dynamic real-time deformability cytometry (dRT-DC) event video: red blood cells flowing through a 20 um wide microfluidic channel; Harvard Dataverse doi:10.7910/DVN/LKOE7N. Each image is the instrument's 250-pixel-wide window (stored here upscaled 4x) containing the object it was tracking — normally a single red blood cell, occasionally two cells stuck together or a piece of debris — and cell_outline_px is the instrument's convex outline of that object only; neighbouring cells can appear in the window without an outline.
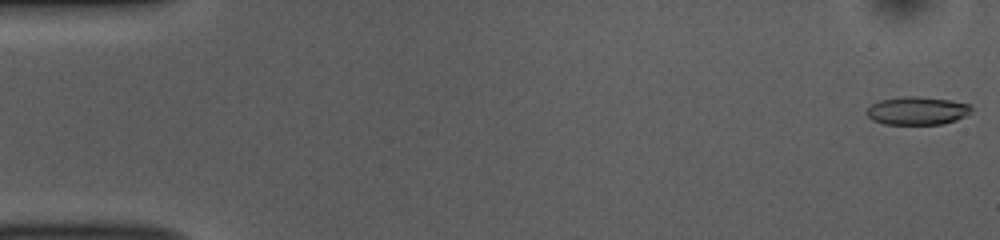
{"species": "common noctule bat (a hibernating species)", "species_latin": "Nyctalus noctula", "temperature_condition": "room temperature", "stored_images_in_passage": 52, "camera_frame_rate_fps": 3000, "um_per_image_px": 0.085, "animal": {"sex": "female", "body_mass_g": 10.0, "forearm_length_mm": 53.1}, "frame": {"image": 1, "passage_image": 1, "time_ms": 0.0, "image_size_px": [1000, 240], "cell_outline_px": [[972, 112], [956, 120], [940, 124], [884, 124], [872, 120], [864, 112], [872, 104], [880, 100], [904, 96], [920, 96], [948, 100], [968, 104], [972, 108]], "centroid_in_image_um": [77.93, 9.41], "position_along_channel_um": 7.1, "area_um2": 17.11}}
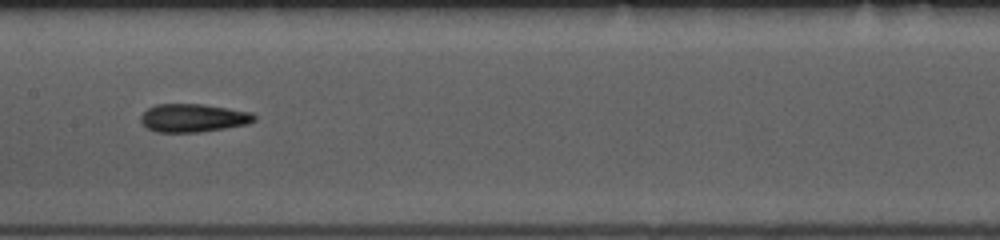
{"frame": {"image": 2, "passage_image": 26, "time_ms": 8.333, "image_size_px": [1000, 240], "cell_outline_px": [[256, 120], [248, 124], [200, 132], [156, 132], [148, 128], [140, 120], [140, 116], [148, 108], [156, 104], [204, 104], [252, 112], [256, 116]], "centroid_in_image_um": [16.44, 10.02], "position_along_channel_um": 191.0, "area_um2": 18.67}}
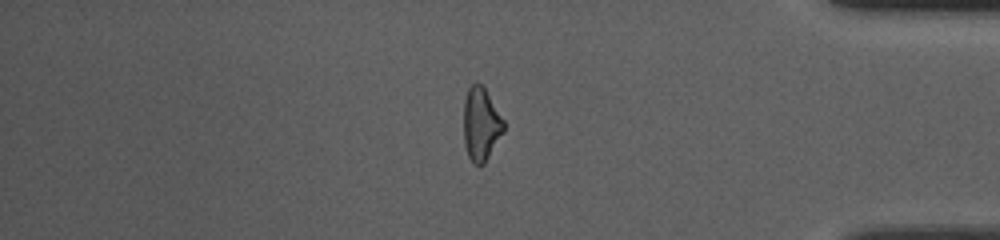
{"frame": {"image": 3, "passage_image": 44, "time_ms": 14.333, "image_size_px": [1000, 240], "cell_outline_px": [[504, 132], [484, 164], [480, 168], [472, 164], [468, 156], [464, 144], [464, 100], [468, 88], [476, 80], [484, 88], [504, 120]], "centroid_in_image_um": [40.87, 10.6], "position_along_channel_um": 394.3, "area_um2": 17.28}, "authors_computed_cell_mechanics": {"area_um2": 17.7157, "velocity_mm_per_s": 3.8532, "shape_relaxation_time_tau1_ms": 10.3449, "shape_relaxation_time_tau2_ms": 3.3058, "deformation_change_tau1": 0.235, "deformation_change_tau2": 0.1284}}